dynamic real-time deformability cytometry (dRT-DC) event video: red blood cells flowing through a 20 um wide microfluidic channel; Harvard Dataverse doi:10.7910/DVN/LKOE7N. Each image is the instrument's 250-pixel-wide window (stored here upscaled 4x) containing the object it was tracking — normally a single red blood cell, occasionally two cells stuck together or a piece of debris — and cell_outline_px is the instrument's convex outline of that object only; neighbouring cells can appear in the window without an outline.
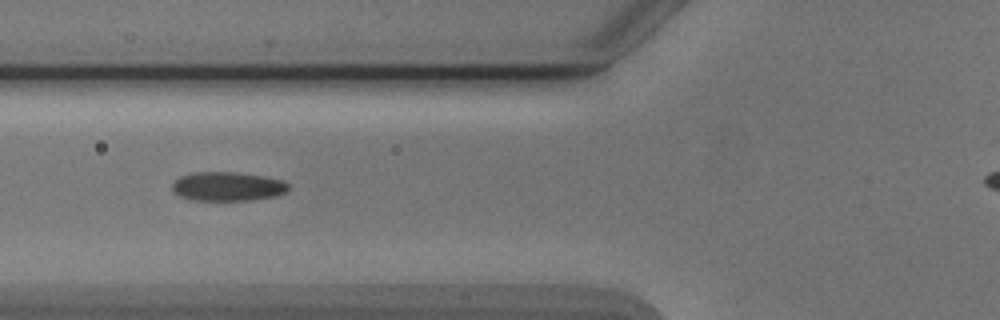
{"species": "Egyptian fruit bat (a non-hibernating species)", "species_latin": "Rousettus aegyptiacus", "temperature_condition": "cold", "stored_images_in_passage": 4, "camera_frame_rate_fps": 3000, "um_per_image_px": 0.085, "animal": {"sex": "male"}, "frame": {"image": 1, "passage_image": 2, "time_ms": 1.0, "image_size_px": [1000, 320], "cell_outline_px": [[288, 192], [276, 196], [252, 200], [196, 200], [180, 196], [172, 188], [172, 184], [180, 176], [192, 172], [236, 172], [264, 176], [284, 180], [288, 184]], "centroid_in_image_um": [19.39, 15.84], "position_along_channel_um": 106.4, "area_um2": 19.71}}
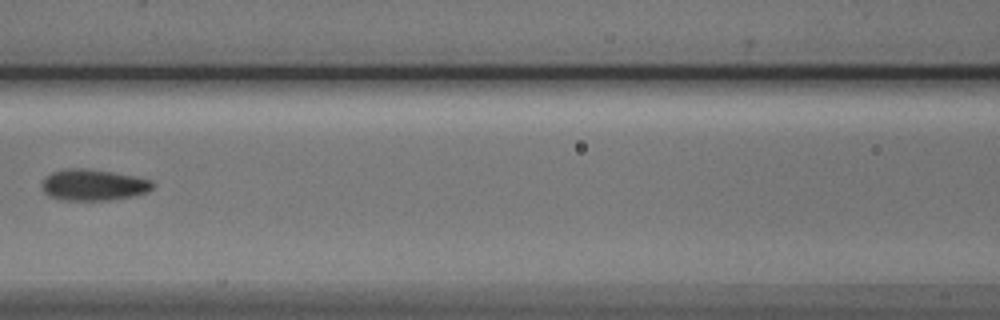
{"frame": {"image": 2, "passage_image": 3, "time_ms": 2.333, "image_size_px": [1000, 320], "cell_outline_px": [[156, 184], [148, 192], [132, 196], [108, 200], [64, 200], [48, 196], [44, 192], [40, 184], [44, 176], [52, 172], [64, 168], [84, 168], [112, 172], [136, 176], [152, 180]], "centroid_in_image_um": [7.91, 15.71], "position_along_channel_um": 158.7, "area_um2": 20.46}}
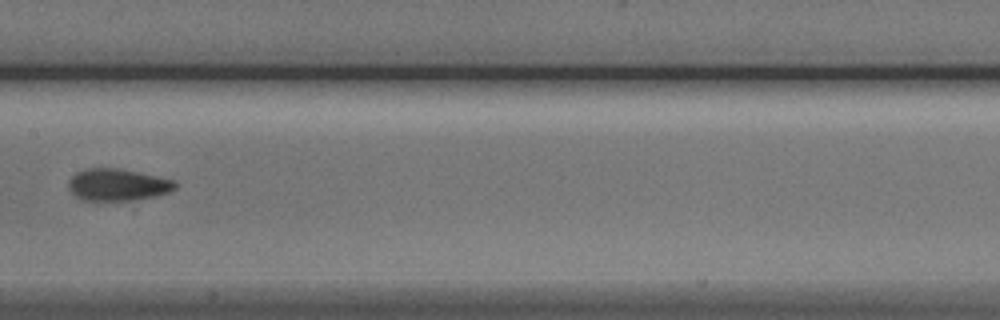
{"frame": {"image": 3, "passage_image": 4, "time_ms": 3.333, "image_size_px": [1000, 320], "cell_outline_px": [[180, 184], [176, 188], [168, 192], [156, 196], [128, 200], [80, 200], [68, 188], [68, 180], [76, 172], [88, 168], [116, 168], [176, 180]], "centroid_in_image_um": [10.0, 15.7], "position_along_channel_um": 197.4, "area_um2": 19.83}}